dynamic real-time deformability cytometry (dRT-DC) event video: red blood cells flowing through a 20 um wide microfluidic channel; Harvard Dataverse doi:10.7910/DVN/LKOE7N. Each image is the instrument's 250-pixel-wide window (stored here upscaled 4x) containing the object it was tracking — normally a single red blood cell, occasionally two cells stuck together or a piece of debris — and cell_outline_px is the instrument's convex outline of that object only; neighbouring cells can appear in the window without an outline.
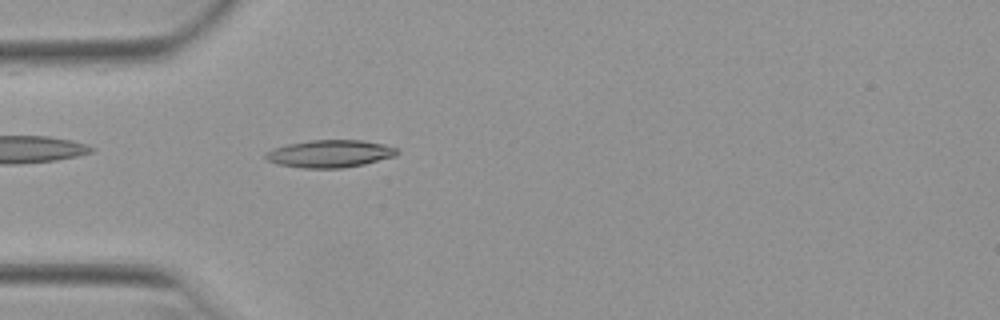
{"species": "Egyptian fruit bat (a non-hibernating species)", "species_latin": "Rousettus aegyptiacus", "temperature_condition": "warm", "stored_images_in_passage": 51, "camera_frame_rate_fps": 3000, "um_per_image_px": 0.085, "animal": {"sex": "female"}, "frame": {"image": 1, "passage_image": 14, "time_ms": 4.333, "image_size_px": [1000, 320], "cell_outline_px": [[400, 152], [396, 156], [364, 164], [340, 168], [304, 168], [276, 164], [268, 160], [264, 156], [272, 148], [288, 144], [308, 140], [364, 140], [384, 144], [396, 148]], "centroid_in_image_um": [28.06, 13.06], "position_along_channel_um": 56.9, "area_um2": 21.1}}
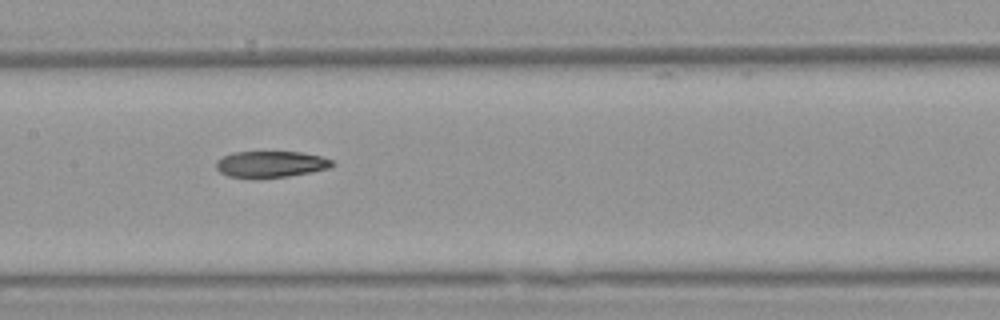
{"frame": {"image": 2, "passage_image": 24, "time_ms": 7.667, "image_size_px": [1000, 320], "cell_outline_px": [[336, 164], [328, 168], [312, 172], [288, 176], [228, 176], [220, 172], [216, 168], [216, 160], [232, 152], [300, 152], [320, 156], [332, 160]], "centroid_in_image_um": [23.04, 13.93], "position_along_channel_um": 184.4, "area_um2": 17.34}}
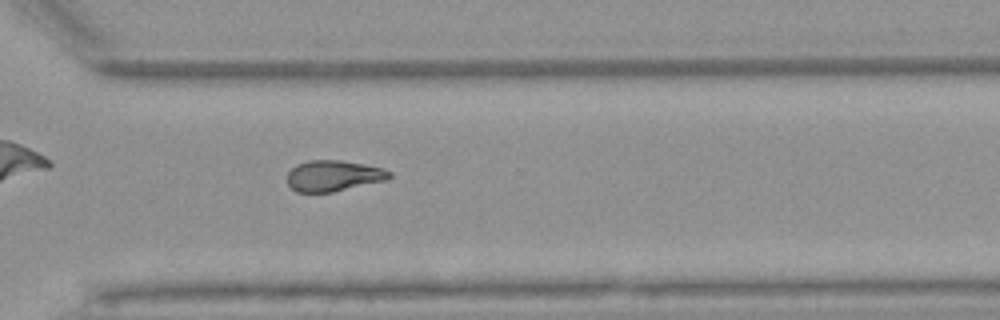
{"frame": {"image": 3, "passage_image": 36, "time_ms": 11.667, "image_size_px": [1000, 320], "cell_outline_px": [[392, 176], [388, 180], [332, 192], [296, 192], [288, 184], [288, 172], [296, 164], [308, 160], [340, 160], [364, 164], [384, 168], [392, 172]], "centroid_in_image_um": [28.38, 14.94], "position_along_channel_um": 342.2, "area_um2": 18.55}, "authors_computed_cell_mechanics": {"area_um2": 18.9006, "velocity_mm_per_s": 3.9582, "shape_relaxation_time_tau1_ms": null, "shape_relaxation_time_tau2_ms": 7.2572, "deformation_change_tau1": null, "deformation_change_tau2": 0.1736}}